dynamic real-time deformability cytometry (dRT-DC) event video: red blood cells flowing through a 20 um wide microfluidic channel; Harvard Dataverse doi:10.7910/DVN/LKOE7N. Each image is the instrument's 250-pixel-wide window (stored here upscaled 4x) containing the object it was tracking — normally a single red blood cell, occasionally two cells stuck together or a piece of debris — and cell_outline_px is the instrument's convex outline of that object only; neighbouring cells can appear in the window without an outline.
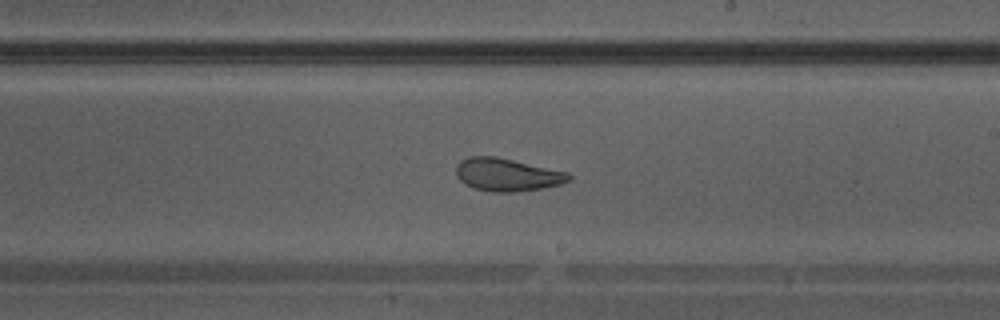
{"species": "Egyptian fruit bat (a non-hibernating species)", "species_latin": "Rousettus aegyptiacus", "temperature_condition": "warm", "stored_images_in_passage": 39, "camera_frame_rate_fps": 3000, "um_per_image_px": 0.085, "animal": {"sex": "male"}, "frame": {"image": 1, "passage_image": 23, "time_ms": 7.333, "image_size_px": [1000, 320], "cell_outline_px": [[572, 180], [560, 184], [544, 188], [516, 192], [492, 192], [472, 188], [464, 184], [456, 176], [456, 164], [460, 160], [468, 156], [496, 156], [568, 172], [572, 176]], "centroid_in_image_um": [43.09, 14.85], "position_along_channel_um": 245.9, "area_um2": 21.91}}